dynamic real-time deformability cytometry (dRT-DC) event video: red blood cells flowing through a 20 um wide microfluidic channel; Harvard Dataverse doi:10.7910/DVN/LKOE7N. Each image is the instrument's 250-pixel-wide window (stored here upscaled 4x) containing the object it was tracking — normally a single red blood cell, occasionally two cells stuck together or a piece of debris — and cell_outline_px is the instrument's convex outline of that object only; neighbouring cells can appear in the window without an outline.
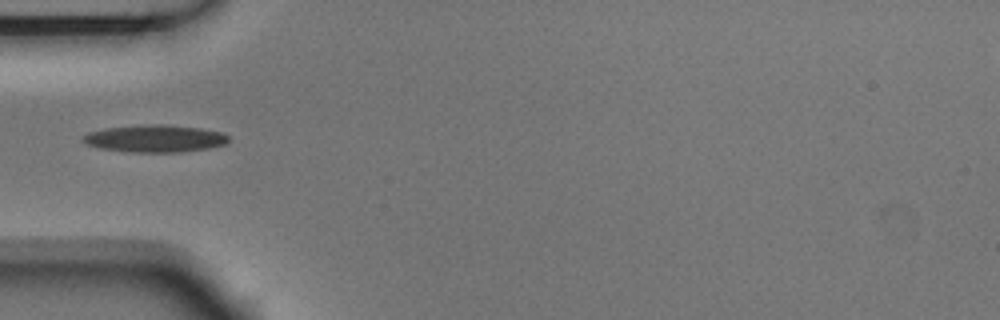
{"species": "Egyptian fruit bat (a non-hibernating species)", "species_latin": "Rousettus aegyptiacus", "temperature_condition": "room temperature", "stored_images_in_passage": 3, "camera_frame_rate_fps": 3000, "um_per_image_px": 0.085, "animal": {"sex": "male"}, "frame": {"image": 1, "passage_image": 2, "time_ms": 0.333, "image_size_px": [1000, 320], "cell_outline_px": [[228, 140], [224, 144], [208, 148], [180, 152], [132, 152], [100, 148], [88, 144], [80, 140], [88, 132], [108, 128], [152, 124], [164, 124], [200, 128], [220, 132], [228, 136]], "centroid_in_image_um": [13.17, 11.78], "position_along_channel_um": 71.8, "area_um2": 22.83}}
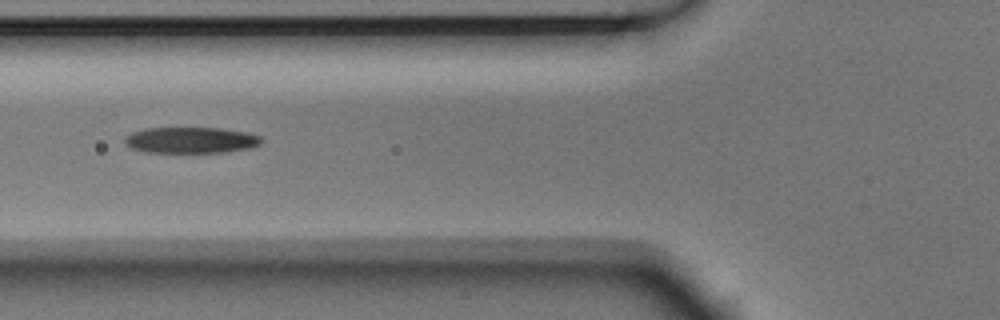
{"frame": {"image": 2, "passage_image": 3, "time_ms": 0.667, "image_size_px": [1000, 320], "cell_outline_px": [[264, 140], [260, 144], [252, 148], [224, 152], [144, 152], [132, 148], [124, 144], [124, 136], [132, 132], [144, 128], [220, 128], [248, 132], [260, 136]], "centroid_in_image_um": [16.23, 11.91], "position_along_channel_um": 109.6, "area_um2": 20.98}}